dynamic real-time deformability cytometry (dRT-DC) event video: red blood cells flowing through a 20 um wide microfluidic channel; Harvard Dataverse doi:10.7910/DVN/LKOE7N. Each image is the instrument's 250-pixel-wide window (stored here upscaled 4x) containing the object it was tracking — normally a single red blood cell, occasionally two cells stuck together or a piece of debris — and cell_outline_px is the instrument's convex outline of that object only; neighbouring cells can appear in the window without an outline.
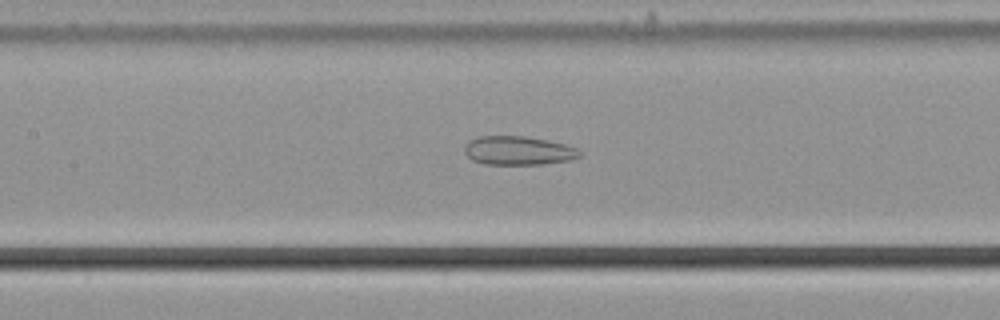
{"species": "common noctule bat (a hibernating species)", "species_latin": "Nyctalus noctula", "temperature_condition": "cold", "stored_images_in_passage": 55, "camera_frame_rate_fps": 3000, "um_per_image_px": 0.085, "animal": {"sex": "male", "body_mass_g": 21.5, "forearm_length_mm": 52.0}, "frame": {"image": 1, "passage_image": 26, "time_ms": 8.333, "image_size_px": [1000, 320], "cell_outline_px": [[580, 156], [572, 160], [544, 164], [484, 164], [472, 160], [464, 152], [464, 144], [468, 140], [480, 136], [524, 136], [548, 140], [564, 144], [576, 148], [580, 152]], "centroid_in_image_um": [44.03, 12.8], "position_along_channel_um": 163.4, "area_um2": 19.42}}
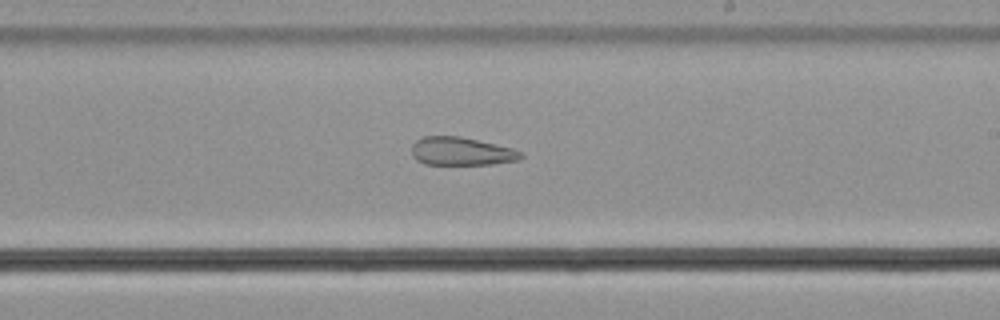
{"frame": {"image": 2, "passage_image": 33, "time_ms": 10.667, "image_size_px": [1000, 320], "cell_outline_px": [[524, 156], [520, 160], [492, 164], [424, 164], [416, 160], [412, 156], [412, 144], [416, 140], [424, 136], [460, 136], [512, 148], [524, 152]], "centroid_in_image_um": [39.23, 12.86], "position_along_channel_um": 249.8, "area_um2": 18.03}}
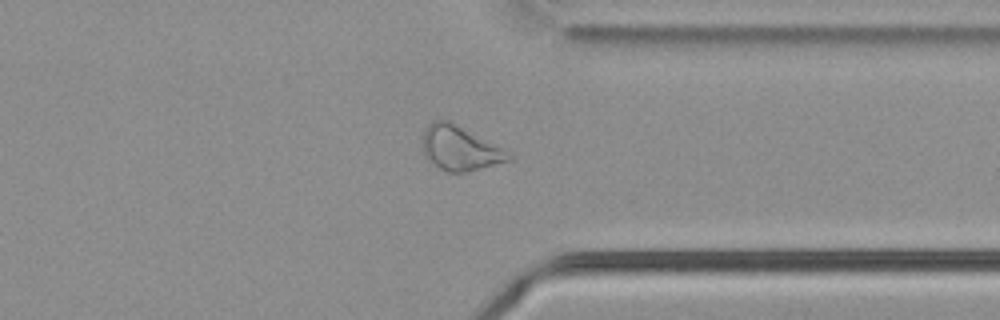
{"frame": {"image": 3, "passage_image": 43, "time_ms": 14.0, "image_size_px": [1000, 320], "cell_outline_px": [[512, 160], [468, 172], [448, 172], [436, 168], [424, 152], [424, 128], [432, 120], [448, 120], [504, 148], [512, 156]], "centroid_in_image_um": [39.12, 12.61], "position_along_channel_um": 372.3, "area_um2": 22.2}, "authors_computed_cell_mechanics": {"area_um2": 25.8944, "velocity_mm_per_s": 3.7184, "shape_relaxation_time_tau1_ms": null, "shape_relaxation_time_tau2_ms": 3.4635, "deformation_change_tau1": null, "deformation_change_tau2": 0.1212}}